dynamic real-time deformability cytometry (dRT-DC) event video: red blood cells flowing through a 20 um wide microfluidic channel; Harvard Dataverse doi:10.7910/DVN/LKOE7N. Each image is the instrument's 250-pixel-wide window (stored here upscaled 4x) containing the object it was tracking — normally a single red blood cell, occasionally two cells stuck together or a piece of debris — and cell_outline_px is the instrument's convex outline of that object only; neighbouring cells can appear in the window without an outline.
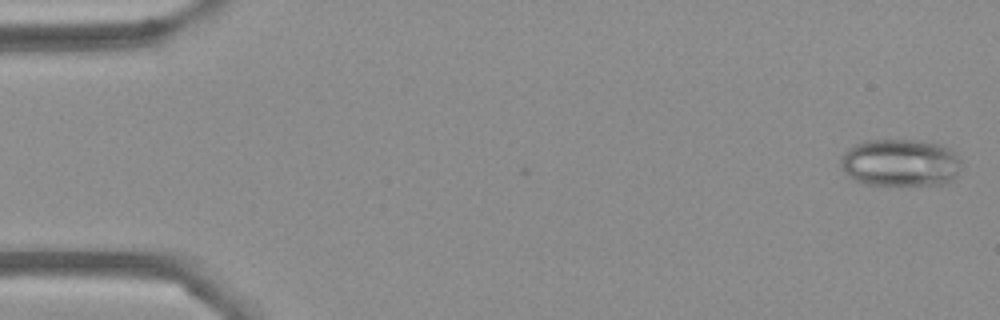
{"species": "Egyptian fruit bat (a non-hibernating species)", "species_latin": "Rousettus aegyptiacus", "temperature_condition": "cold", "stored_images_in_passage": 2, "camera_frame_rate_fps": 3000, "um_per_image_px": 0.085, "frame": {"image": 1, "passage_image": 2, "time_ms": 0.333, "image_size_px": [1000, 320], "cell_outline_px": [[960, 168], [956, 176], [952, 180], [940, 184], [864, 184], [848, 176], [840, 164], [840, 156], [852, 144], [864, 140], [928, 140], [940, 144], [948, 148], [960, 160]], "centroid_in_image_um": [76.49, 13.8], "position_along_channel_um": 8.5, "area_um2": 33.41}}